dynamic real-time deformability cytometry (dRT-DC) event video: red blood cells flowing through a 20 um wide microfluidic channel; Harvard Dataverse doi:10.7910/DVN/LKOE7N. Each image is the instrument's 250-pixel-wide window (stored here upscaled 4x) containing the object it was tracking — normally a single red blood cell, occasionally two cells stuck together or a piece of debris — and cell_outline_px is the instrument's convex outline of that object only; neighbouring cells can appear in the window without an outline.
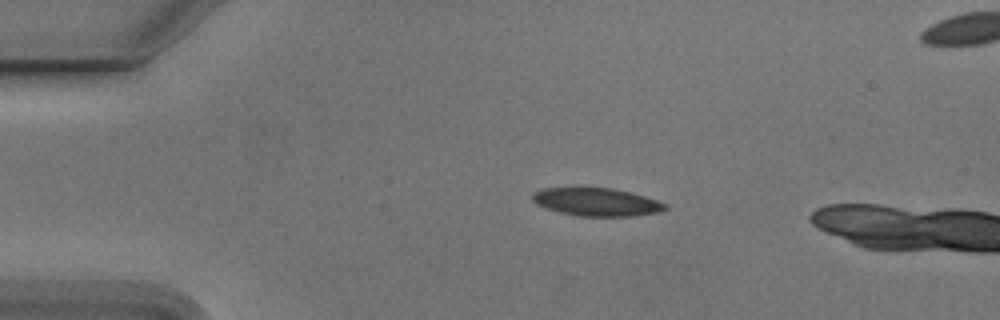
{"species": "Egyptian fruit bat (a non-hibernating species)", "species_latin": "Rousettus aegyptiacus", "temperature_condition": "cold", "stored_images_in_passage": 4, "camera_frame_rate_fps": 3000, "um_per_image_px": 0.085, "animal": {"sex": "male"}, "frame": {"image": 1, "passage_image": 1, "time_ms": 0.0, "image_size_px": [1000, 320], "cell_outline_px": [[668, 208], [660, 212], [632, 216], [576, 216], [560, 212], [536, 204], [532, 200], [532, 192], [544, 188], [612, 188], [644, 196], [668, 204]], "centroid_in_image_um": [50.72, 17.17], "position_along_channel_um": 34.3, "area_um2": 21.56}}